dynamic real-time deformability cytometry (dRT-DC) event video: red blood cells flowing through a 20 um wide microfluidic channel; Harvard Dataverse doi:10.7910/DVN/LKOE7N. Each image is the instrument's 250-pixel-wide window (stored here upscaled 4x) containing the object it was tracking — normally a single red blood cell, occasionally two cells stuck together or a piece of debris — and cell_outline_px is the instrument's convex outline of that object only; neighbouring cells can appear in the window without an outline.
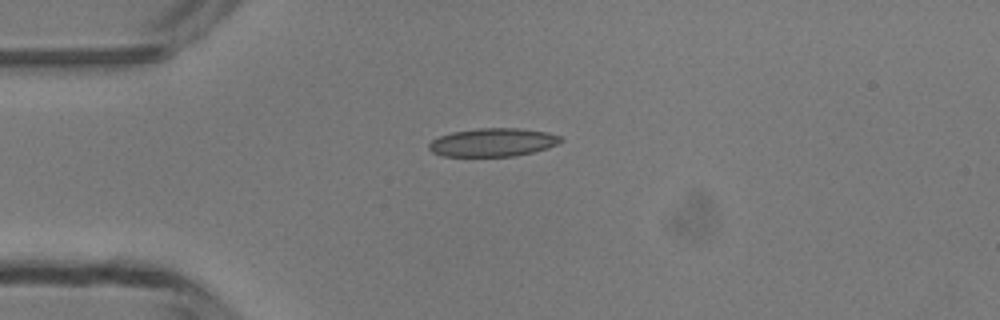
{"species": "common noctule bat (a hibernating species)", "species_latin": "Nyctalus noctula", "temperature_condition": "room temperature", "stored_images_in_passage": 37, "camera_frame_rate_fps": 3000, "um_per_image_px": 0.085, "animal": {"sex": "male", "body_mass_g": 13.3}, "frame": {"image": 1, "passage_image": 1, "time_ms": 0.0, "image_size_px": [1000, 320], "cell_outline_px": [[564, 140], [548, 148], [516, 156], [444, 156], [432, 152], [428, 148], [428, 144], [432, 140], [440, 136], [452, 132], [480, 128], [520, 128], [548, 132], [560, 136]], "centroid_in_image_um": [41.9, 12.1], "position_along_channel_um": 43.1, "area_um2": 21.73}}
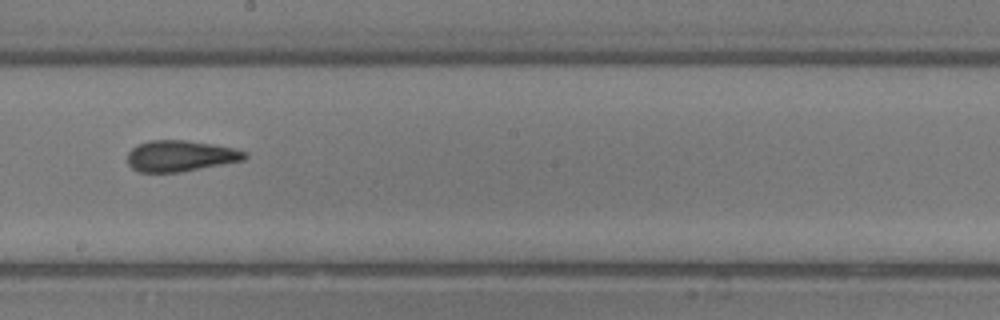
{"frame": {"image": 2, "passage_image": 16, "time_ms": 5.0, "image_size_px": [1000, 320], "cell_outline_px": [[248, 156], [244, 160], [180, 172], [140, 172], [132, 168], [128, 164], [128, 152], [136, 144], [152, 140], [184, 140], [212, 144], [232, 148], [248, 152]], "centroid_in_image_um": [15.32, 13.25], "position_along_channel_um": 232.9, "area_um2": 21.15}}
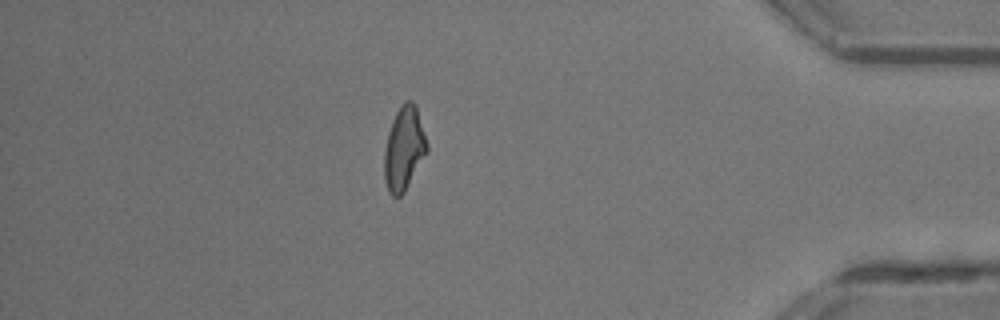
{"frame": {"image": 3, "passage_image": 31, "time_ms": 10.0, "image_size_px": [1000, 320], "cell_outline_px": [[428, 152], [404, 192], [400, 196], [392, 196], [388, 192], [384, 180], [384, 152], [388, 132], [392, 120], [400, 104], [404, 100], [412, 100], [416, 104], [428, 144]], "centroid_in_image_um": [34.34, 12.6], "position_along_channel_um": 400.9, "area_um2": 21.1}, "authors_computed_cell_mechanics": {"area_um2": 21.1548, "velocity_mm_per_s": 4.2151, "shape_relaxation_time_tau1_ms": null, "shape_relaxation_time_tau2_ms": 2.033, "deformation_change_tau1": null, "deformation_change_tau2": 0.0873}}